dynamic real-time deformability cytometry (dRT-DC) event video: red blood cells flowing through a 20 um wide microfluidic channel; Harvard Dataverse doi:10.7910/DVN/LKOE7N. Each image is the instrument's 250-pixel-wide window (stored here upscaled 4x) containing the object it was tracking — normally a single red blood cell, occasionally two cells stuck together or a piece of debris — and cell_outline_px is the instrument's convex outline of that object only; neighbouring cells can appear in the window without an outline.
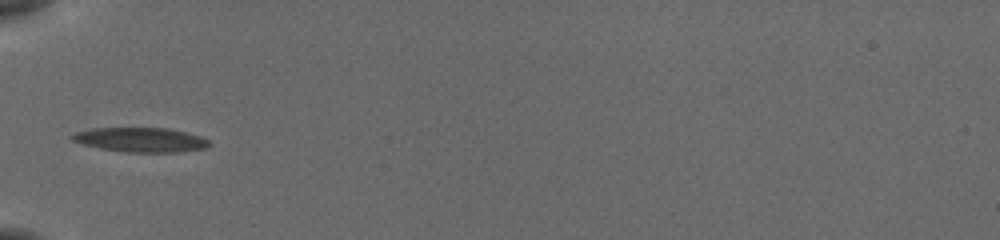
{"species": "common noctule bat (a hibernating species)", "species_latin": "Nyctalus noctula", "temperature_condition": "cold", "stored_images_in_passage": 36, "camera_frame_rate_fps": 3000, "um_per_image_px": 0.085, "animal": {"sex": "female", "body_mass_g": 19.5, "forearm_length_mm": 54.1}, "frame": {"image": 1, "passage_image": 1, "time_ms": 0.0, "image_size_px": [1000, 240], "cell_outline_px": [[212, 144], [204, 148], [176, 152], [124, 152], [100, 148], [84, 144], [72, 140], [68, 136], [76, 132], [92, 128], [168, 128], [200, 136], [208, 140]], "centroid_in_image_um": [11.93, 11.88], "position_along_channel_um": 73.1, "area_um2": 19.42}}
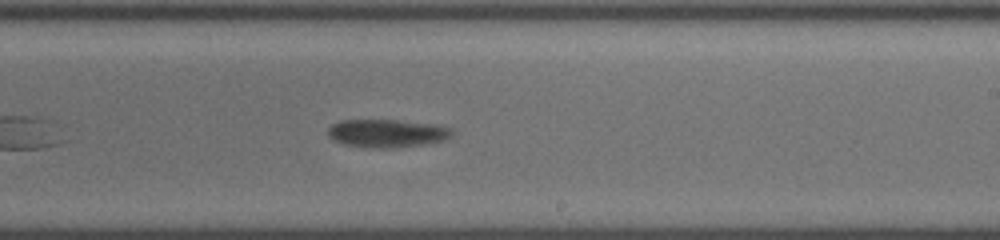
{"frame": {"image": 2, "passage_image": 16, "time_ms": 5.0, "image_size_px": [1000, 240], "cell_outline_px": [[452, 136], [444, 140], [424, 144], [396, 148], [376, 148], [344, 144], [332, 140], [328, 136], [328, 128], [332, 124], [340, 120], [396, 120], [428, 124], [448, 128], [452, 132]], "centroid_in_image_um": [32.82, 11.34], "position_along_channel_um": 256.2, "area_um2": 20.06}}
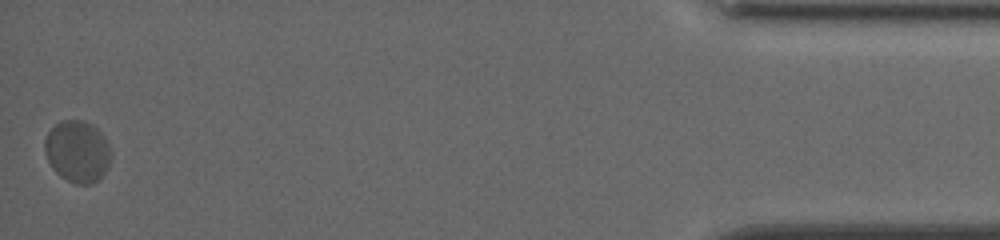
{"frame": {"image": 3, "passage_image": 36, "time_ms": 11.667, "image_size_px": [1000, 240], "cell_outline_px": [[112, 156], [100, 180], [92, 184], [76, 184], [60, 176], [56, 172], [48, 160], [44, 152], [44, 140], [48, 132], [60, 120], [84, 120], [92, 124], [104, 136], [112, 152]], "centroid_in_image_um": [6.59, 12.87], "position_along_channel_um": 428.6, "area_um2": 23.99}, "authors_computed_cell_mechanics": {"area_um2": 20.8658, "velocity_mm_per_s": 3.7071, "shape_relaxation_time_tau1_ms": null, "shape_relaxation_time_tau2_ms": 1.2246, "deformation_change_tau1": null, "deformation_change_tau2": 0.0353}}